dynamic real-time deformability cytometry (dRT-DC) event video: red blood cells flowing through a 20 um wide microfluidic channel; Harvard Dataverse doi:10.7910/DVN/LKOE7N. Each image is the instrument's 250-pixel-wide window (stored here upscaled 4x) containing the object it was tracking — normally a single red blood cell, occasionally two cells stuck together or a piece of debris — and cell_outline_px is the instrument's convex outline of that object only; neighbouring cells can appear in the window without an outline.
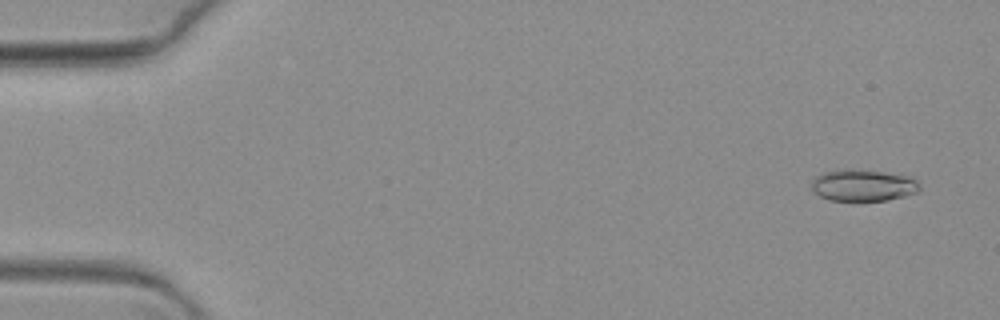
{"species": "common noctule bat (a hibernating species)", "species_latin": "Nyctalus noctula", "temperature_condition": "warm", "stored_images_in_passage": 68, "camera_frame_rate_fps": 3000, "um_per_image_px": 0.085, "animal": {"sex": "female", "body_mass_g": 19.3, "forearm_length_mm": 54.1}, "frame": {"image": 1, "passage_image": 4, "time_ms": 1.0, "image_size_px": [1000, 320], "cell_outline_px": [[920, 188], [916, 192], [904, 196], [884, 200], [828, 200], [820, 196], [812, 188], [812, 180], [816, 176], [824, 172], [880, 172], [908, 176], [916, 180]], "centroid_in_image_um": [73.38, 15.8], "position_along_channel_um": 11.6, "area_um2": 18.79}}
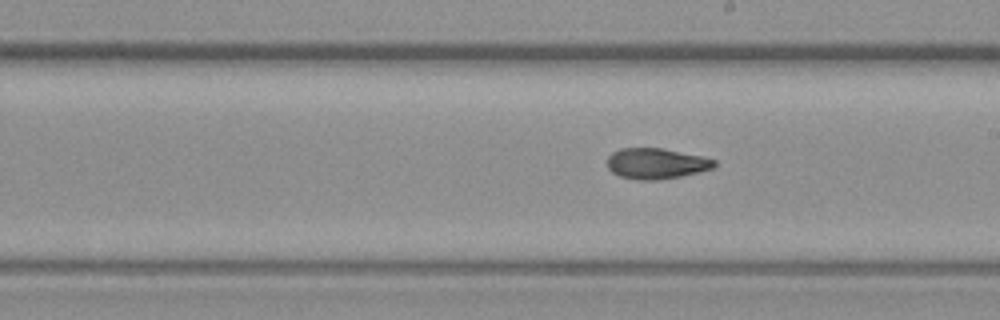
{"frame": {"image": 2, "passage_image": 39, "time_ms": 12.667, "image_size_px": [1000, 320], "cell_outline_px": [[716, 164], [712, 168], [680, 176], [660, 180], [636, 180], [620, 176], [612, 172], [608, 168], [608, 156], [612, 152], [620, 148], [660, 148], [700, 156], [716, 160]], "centroid_in_image_um": [55.73, 13.9], "position_along_channel_um": 233.3, "area_um2": 18.96}}
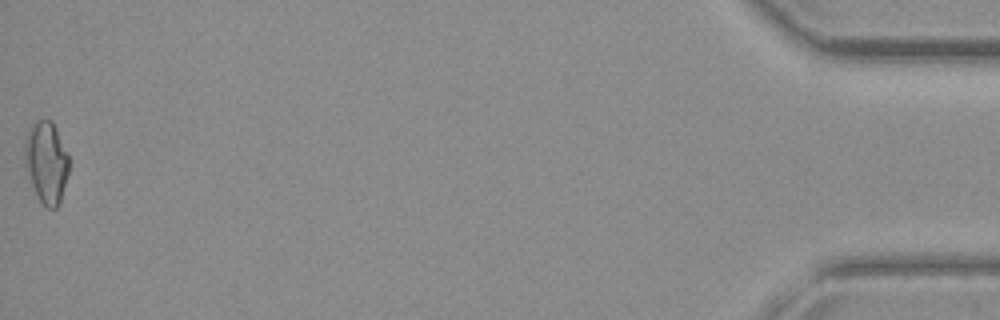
{"frame": {"image": 3, "passage_image": 68, "time_ms": 22.333, "image_size_px": [1000, 320], "cell_outline_px": [[68, 172], [60, 200], [56, 208], [48, 208], [40, 200], [24, 168], [24, 136], [28, 128], [36, 120], [52, 120], [68, 152]], "centroid_in_image_um": [3.91, 13.72], "position_along_channel_um": 431.3, "area_um2": 21.15}}